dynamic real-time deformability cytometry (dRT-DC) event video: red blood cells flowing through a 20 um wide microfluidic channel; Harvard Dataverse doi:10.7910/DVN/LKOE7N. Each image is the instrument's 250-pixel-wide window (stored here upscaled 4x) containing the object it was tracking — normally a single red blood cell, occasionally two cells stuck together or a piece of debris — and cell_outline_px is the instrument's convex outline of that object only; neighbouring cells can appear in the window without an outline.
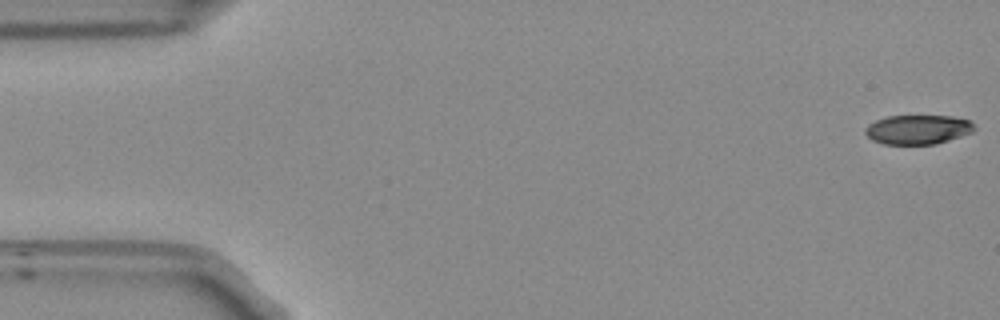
{"species": "Egyptian fruit bat (a non-hibernating species)", "species_latin": "Rousettus aegyptiacus", "temperature_condition": "room temperature", "stored_images_in_passage": 15, "camera_frame_rate_fps": 3000, "um_per_image_px": 0.085, "frame": {"image": 1, "passage_image": 1, "time_ms": 0.0, "image_size_px": [1000, 320], "cell_outline_px": [[976, 128], [972, 132], [936, 144], [884, 144], [872, 140], [864, 132], [864, 128], [868, 124], [876, 120], [888, 116], [952, 116], [968, 120]], "centroid_in_image_um": [77.98, 11.01], "position_along_channel_um": 7.0, "area_um2": 18.55}}
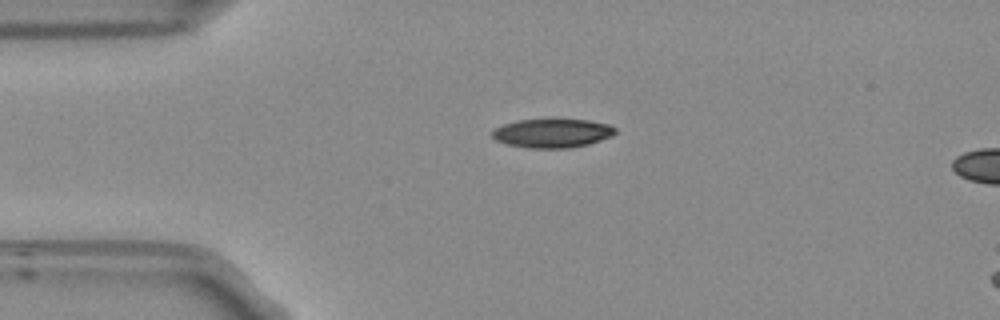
{"frame": {"image": 2, "passage_image": 12, "time_ms": 3.667, "image_size_px": [1000, 320], "cell_outline_px": [[616, 132], [612, 136], [588, 144], [568, 148], [528, 148], [508, 144], [496, 140], [492, 136], [492, 132], [496, 128], [504, 124], [516, 120], [588, 120], [608, 124], [616, 128]], "centroid_in_image_um": [46.96, 11.32], "position_along_channel_um": 38.0, "area_um2": 20.46}}